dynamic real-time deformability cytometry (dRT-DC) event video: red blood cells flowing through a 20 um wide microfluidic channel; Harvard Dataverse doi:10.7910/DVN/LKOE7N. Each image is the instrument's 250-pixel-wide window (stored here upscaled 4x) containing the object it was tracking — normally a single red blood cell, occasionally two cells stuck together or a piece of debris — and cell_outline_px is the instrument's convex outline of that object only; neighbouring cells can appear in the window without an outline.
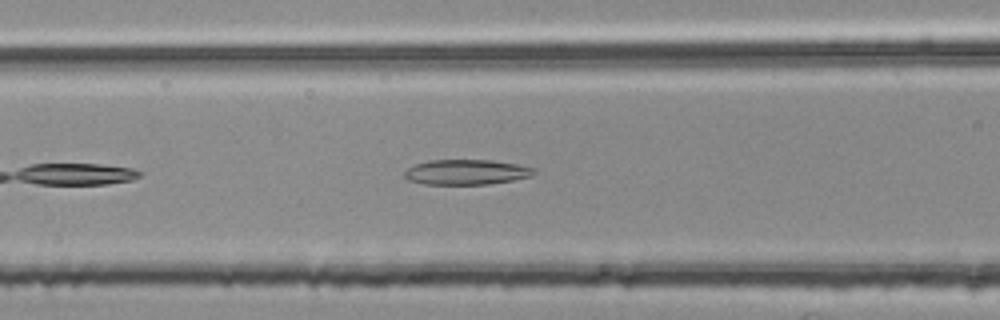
{"species": "common noctule bat (a hibernating species)", "species_latin": "Nyctalus noctula", "temperature_condition": "room temperature", "stored_images_in_passage": 37, "camera_frame_rate_fps": 3000, "um_per_image_px": 0.085, "animal": {"sex": "female", "body_mass_g": 25.1}, "frame": {"image": 1, "passage_image": 8, "time_ms": 2.333, "image_size_px": [1000, 320], "cell_outline_px": [[536, 172], [532, 176], [512, 180], [488, 184], [424, 184], [408, 180], [404, 176], [404, 172], [408, 168], [416, 164], [428, 160], [492, 160], [516, 164], [536, 168]], "centroid_in_image_um": [39.65, 14.62], "position_along_channel_um": 127.0, "area_um2": 18.96}}
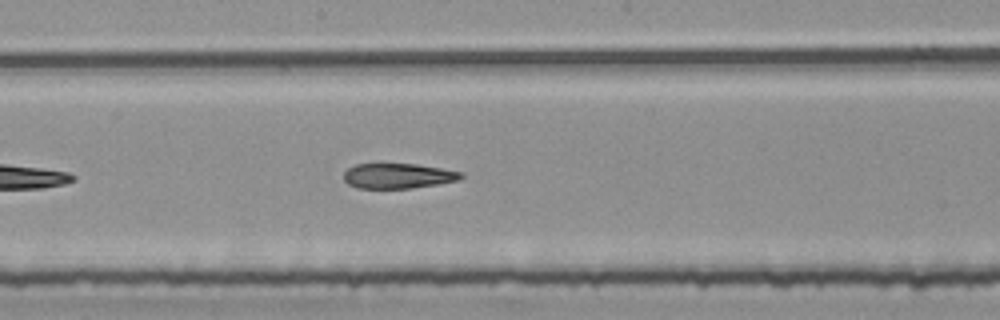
{"frame": {"image": 2, "passage_image": 15, "time_ms": 4.667, "image_size_px": [1000, 320], "cell_outline_px": [[464, 176], [460, 180], [440, 184], [412, 188], [356, 188], [348, 184], [344, 180], [344, 172], [348, 168], [356, 164], [416, 164], [440, 168], [460, 172]], "centroid_in_image_um": [33.83, 14.96], "position_along_channel_um": 214.4, "area_um2": 17.17}}
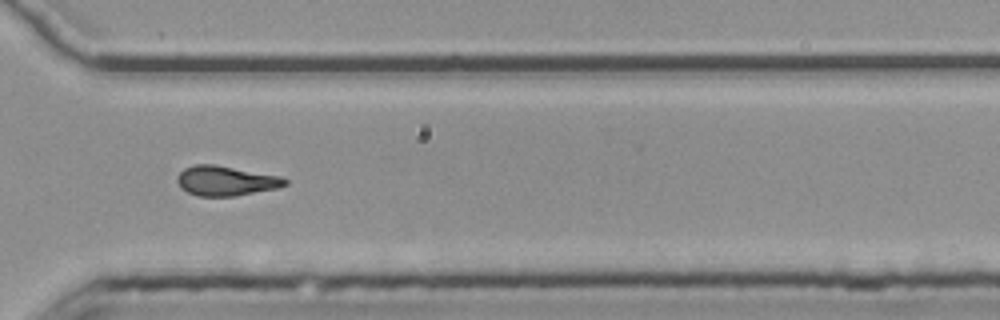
{"frame": {"image": 3, "passage_image": 26, "time_ms": 8.333, "image_size_px": [1000, 320], "cell_outline_px": [[288, 184], [276, 188], [236, 196], [196, 196], [180, 188], [176, 180], [176, 176], [184, 168], [192, 164], [216, 164], [280, 176], [288, 180]], "centroid_in_image_um": [19.16, 15.36], "position_along_channel_um": 351.4, "area_um2": 18.9}, "authors_computed_cell_mechanics": {"area_um2": 18.9006, "velocity_mm_per_s": 3.7495, "shape_relaxation_time_tau1_ms": null, "shape_relaxation_time_tau2_ms": 5.923, "deformation_change_tau1": null, "deformation_change_tau2": 0.1667}}